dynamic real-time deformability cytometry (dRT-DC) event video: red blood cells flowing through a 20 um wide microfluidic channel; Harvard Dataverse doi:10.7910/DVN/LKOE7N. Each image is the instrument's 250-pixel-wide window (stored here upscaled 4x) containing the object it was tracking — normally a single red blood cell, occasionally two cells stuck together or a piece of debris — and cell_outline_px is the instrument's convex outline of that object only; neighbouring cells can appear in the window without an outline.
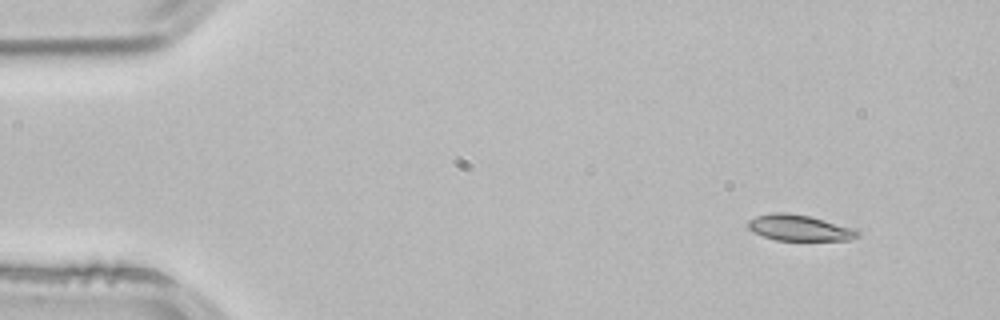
{"species": "common noctule bat (a hibernating species)", "species_latin": "Nyctalus noctula", "temperature_condition": "room temperature", "stored_images_in_passage": 4, "segment_of_instrument_passage": [2, 2], "camera_frame_rate_fps": 3000, "um_per_image_px": 0.085, "animal": {"sex": "male", "body_mass_g": 21.5, "forearm_length_mm": 52.0}, "frame": {"image": 1, "passage_image": 4, "time_ms": 1.0, "image_size_px": [1000, 320], "cell_outline_px": [[860, 236], [848, 240], [776, 240], [764, 236], [748, 228], [748, 220], [756, 216], [772, 212], [788, 212], [808, 216], [856, 228], [860, 232]], "centroid_in_image_um": [67.98, 19.36], "position_along_channel_um": 17.0, "area_um2": 16.53}}